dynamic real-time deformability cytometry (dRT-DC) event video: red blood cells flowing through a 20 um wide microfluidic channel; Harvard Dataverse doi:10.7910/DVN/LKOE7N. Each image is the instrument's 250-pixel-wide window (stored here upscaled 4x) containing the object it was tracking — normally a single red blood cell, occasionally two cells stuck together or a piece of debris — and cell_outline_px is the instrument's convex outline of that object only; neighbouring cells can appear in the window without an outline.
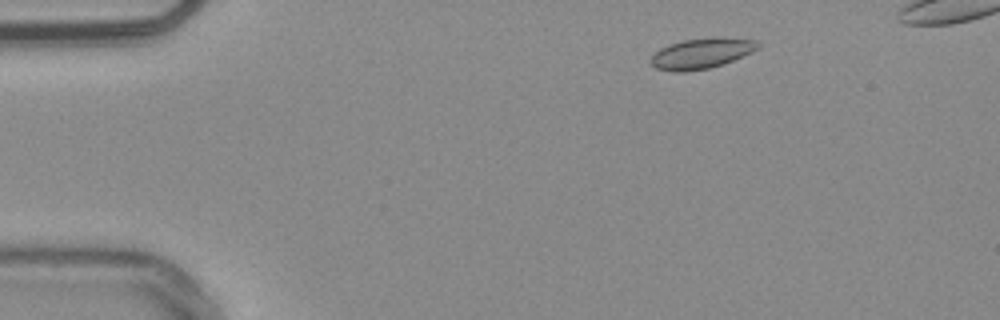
{"species": "common noctule bat (a hibernating species)", "species_latin": "Nyctalus noctula", "temperature_condition": "warm", "stored_images_in_passage": 48, "camera_frame_rate_fps": 3000, "um_per_image_px": 0.085, "animal": {"sex": "male", "body_mass_g": 20.4}, "frame": {"image": 1, "passage_image": 5, "time_ms": 1.333, "image_size_px": [1000, 320], "cell_outline_px": [[760, 48], [752, 52], [732, 60], [708, 68], [684, 72], [672, 72], [656, 68], [648, 60], [660, 48], [668, 44], [684, 40], [756, 40], [760, 44]], "centroid_in_image_um": [59.53, 4.59], "position_along_channel_um": 25.5, "area_um2": 18.03}}
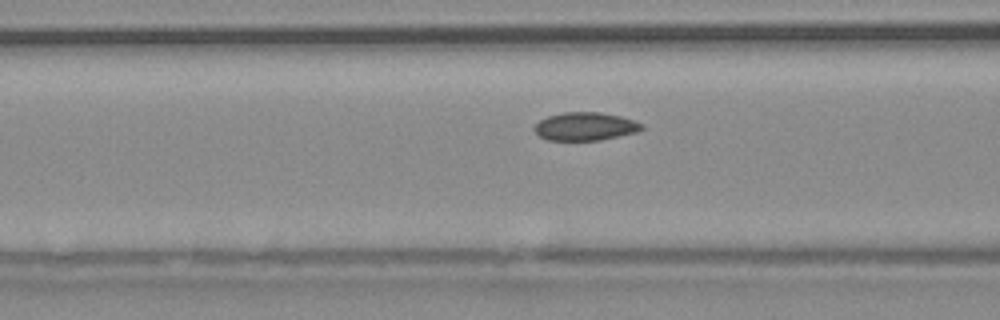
{"frame": {"image": 2, "passage_image": 18, "time_ms": 5.667, "image_size_px": [1000, 320], "cell_outline_px": [[644, 128], [636, 132], [600, 140], [548, 140], [540, 136], [532, 128], [540, 120], [548, 116], [564, 112], [600, 112], [620, 116], [644, 124]], "centroid_in_image_um": [49.74, 10.74], "position_along_channel_um": 116.9, "area_um2": 17.51}}
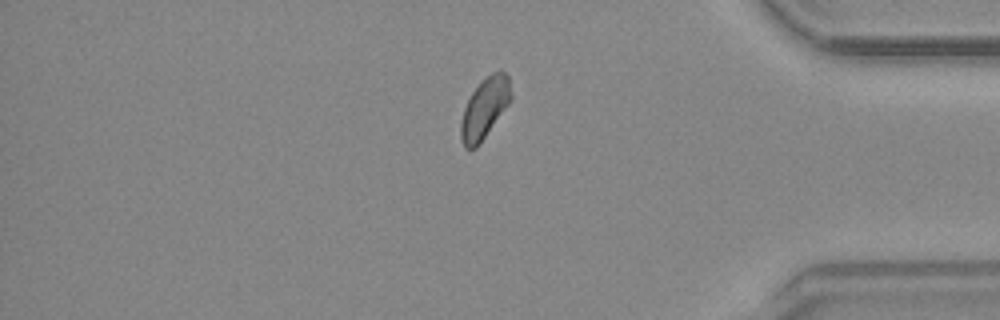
{"frame": {"image": 3, "passage_image": 42, "time_ms": 13.667, "image_size_px": [1000, 320], "cell_outline_px": [[512, 96], [508, 104], [480, 144], [476, 148], [464, 148], [460, 140], [460, 120], [464, 108], [472, 92], [492, 72], [500, 68], [508, 76]], "centroid_in_image_um": [41.18, 9.22], "position_along_channel_um": 394.0, "area_um2": 17.57}, "authors_computed_cell_mechanics": {"area_um2": 18.0047, "velocity_mm_per_s": 3.7741, "shape_relaxation_time_tau1_ms": 6.0451, "shape_relaxation_time_tau2_ms": null, "deformation_change_tau1": 0.0728, "deformation_change_tau2": null}}